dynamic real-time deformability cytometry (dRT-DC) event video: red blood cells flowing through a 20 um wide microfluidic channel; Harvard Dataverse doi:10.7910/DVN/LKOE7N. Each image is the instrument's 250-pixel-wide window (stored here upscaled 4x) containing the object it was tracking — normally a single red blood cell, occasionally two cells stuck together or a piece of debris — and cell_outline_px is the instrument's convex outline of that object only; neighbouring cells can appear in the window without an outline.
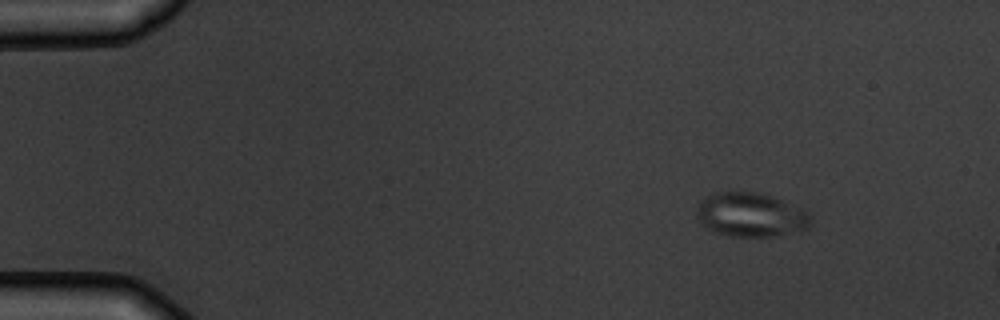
{"species": "common noctule bat (a hibernating species)", "species_latin": "Nyctalus noctula", "temperature_condition": "warm", "stored_images_in_passage": 5, "camera_frame_rate_fps": 3000, "um_per_image_px": 0.085, "animal": {"sex": "male", "body_mass_g": 19.5, "forearm_length_mm": 54.6}, "frame": {"image": 1, "passage_image": 1, "time_ms": 0.0, "image_size_px": [1000, 320], "cell_outline_px": [[812, 224], [808, 228], [772, 236], [728, 236], [716, 232], [708, 228], [696, 216], [696, 208], [700, 200], [716, 192], [760, 192], [772, 196], [804, 208], [808, 212]], "centroid_in_image_um": [63.83, 18.24], "position_along_channel_um": 21.2, "area_um2": 29.25}}